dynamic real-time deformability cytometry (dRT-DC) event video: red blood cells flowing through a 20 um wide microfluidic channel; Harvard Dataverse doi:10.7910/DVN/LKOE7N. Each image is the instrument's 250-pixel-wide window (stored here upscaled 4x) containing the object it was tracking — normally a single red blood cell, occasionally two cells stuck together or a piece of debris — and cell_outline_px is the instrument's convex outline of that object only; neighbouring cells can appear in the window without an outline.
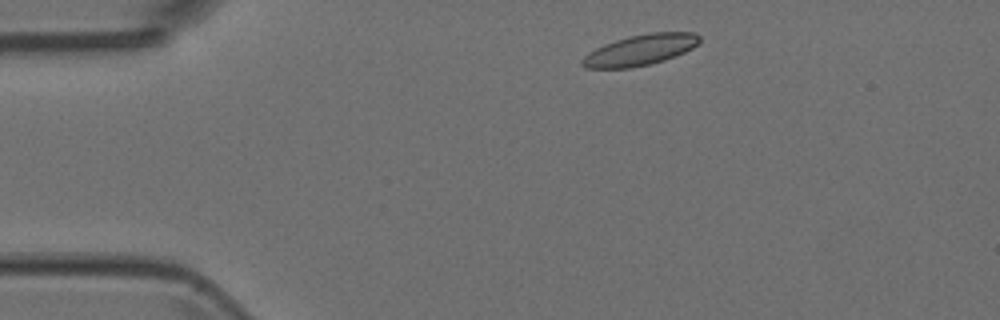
{"species": "Egyptian fruit bat (a non-hibernating species)", "species_latin": "Rousettus aegyptiacus", "temperature_condition": "room temperature", "stored_images_in_passage": 7, "camera_frame_rate_fps": 3000, "um_per_image_px": 0.085, "animal": {"sex": "female"}, "frame": {"image": 1, "passage_image": 1, "time_ms": 0.0, "image_size_px": [1000, 320], "cell_outline_px": [[700, 44], [684, 52], [664, 60], [648, 64], [628, 68], [584, 68], [580, 64], [580, 60], [588, 52], [604, 44], [628, 36], [648, 32], [696, 32], [700, 36]], "centroid_in_image_um": [54.42, 4.24], "position_along_channel_um": 30.6, "area_um2": 21.15}}
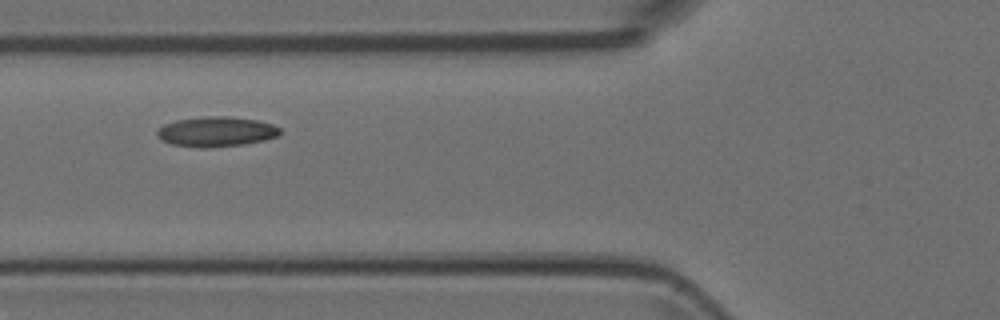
{"frame": {"image": 2, "passage_image": 4, "time_ms": 1.0, "image_size_px": [1000, 320], "cell_outline_px": [[280, 136], [264, 140], [244, 144], [172, 144], [160, 140], [156, 136], [156, 132], [164, 124], [176, 120], [208, 116], [228, 116], [256, 120], [272, 124], [280, 128]], "centroid_in_image_um": [18.42, 11.13], "position_along_channel_um": 107.4, "area_um2": 20.4}}
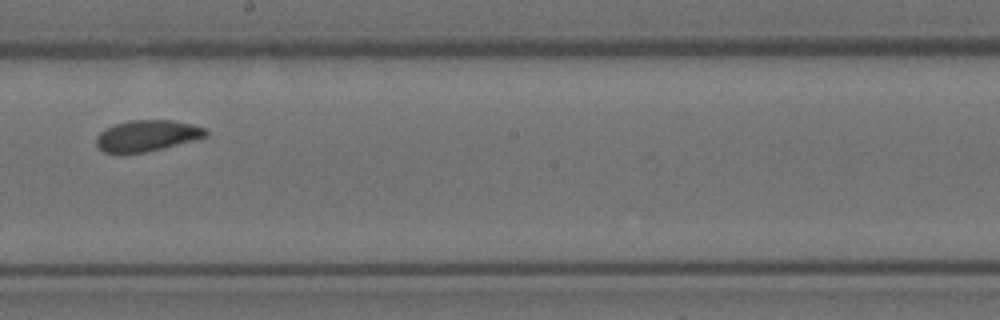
{"frame": {"image": 3, "passage_image": 7, "time_ms": 2.0, "image_size_px": [1000, 320], "cell_outline_px": [[208, 136], [196, 140], [144, 152], [104, 152], [96, 144], [96, 136], [104, 128], [116, 124], [132, 120], [172, 120], [192, 124], [208, 128]], "centroid_in_image_um": [12.55, 11.51], "position_along_channel_um": 235.7, "area_um2": 19.77}}